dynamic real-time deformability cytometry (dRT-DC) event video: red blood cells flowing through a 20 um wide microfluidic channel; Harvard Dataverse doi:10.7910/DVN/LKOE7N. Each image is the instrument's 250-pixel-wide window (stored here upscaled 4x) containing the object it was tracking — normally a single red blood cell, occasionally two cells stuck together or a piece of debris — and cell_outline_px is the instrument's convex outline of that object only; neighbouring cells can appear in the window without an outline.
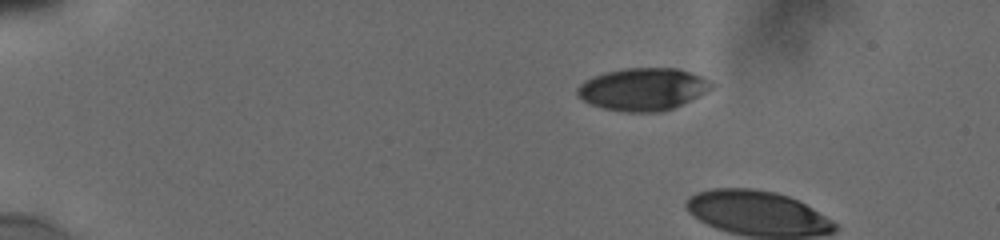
{"species": "human", "species_latin": "Homo sapiens", "temperature_condition": "cold", "stored_images_in_passage": 7, "camera_frame_rate_fps": 3000, "um_per_image_px": 0.085, "donor": {"sex": "male"}, "frame": {"image": 1, "passage_image": 1, "time_ms": 0.0, "image_size_px": [1000, 240], "cell_outline_px": [[716, 84], [712, 88], [672, 108], [660, 112], [624, 112], [604, 108], [592, 104], [576, 96], [576, 88], [584, 80], [592, 76], [604, 72], [624, 68], [676, 68], [700, 76]], "centroid_in_image_um": [54.58, 7.57], "position_along_channel_um": 30.4, "area_um2": 32.95}}